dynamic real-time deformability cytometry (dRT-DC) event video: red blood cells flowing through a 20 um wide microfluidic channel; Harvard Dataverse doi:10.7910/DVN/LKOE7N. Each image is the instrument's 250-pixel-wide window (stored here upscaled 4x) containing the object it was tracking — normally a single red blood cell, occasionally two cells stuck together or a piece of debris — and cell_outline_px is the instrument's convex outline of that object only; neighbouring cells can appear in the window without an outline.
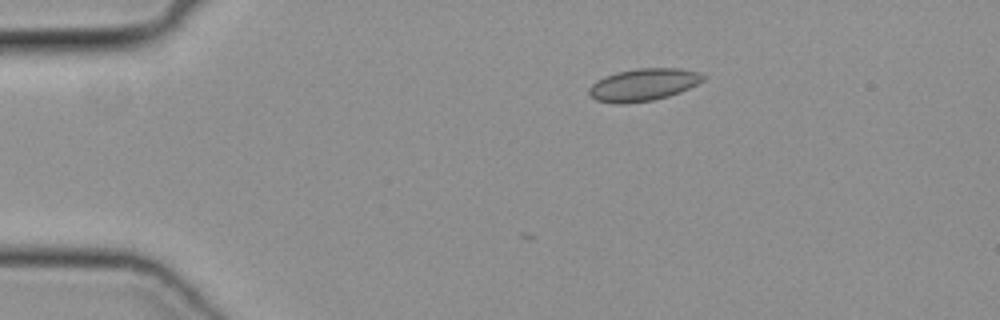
{"species": "common noctule bat (a hibernating species)", "species_latin": "Nyctalus noctula", "temperature_condition": "cold", "stored_images_in_passage": 28, "camera_frame_rate_fps": 3000, "um_per_image_px": 0.085, "animal": {"sex": "female", "body_mass_g": 19.3, "forearm_length_mm": 54.1}, "frame": {"image": 1, "passage_image": 1, "time_ms": 0.0, "image_size_px": [1000, 320], "cell_outline_px": [[708, 76], [704, 80], [680, 92], [668, 96], [652, 100], [628, 104], [616, 104], [596, 100], [588, 92], [588, 88], [596, 80], [604, 76], [616, 72], [636, 68], [680, 68], [700, 72]], "centroid_in_image_um": [54.68, 7.19], "position_along_channel_um": 30.3, "area_um2": 21.73}}
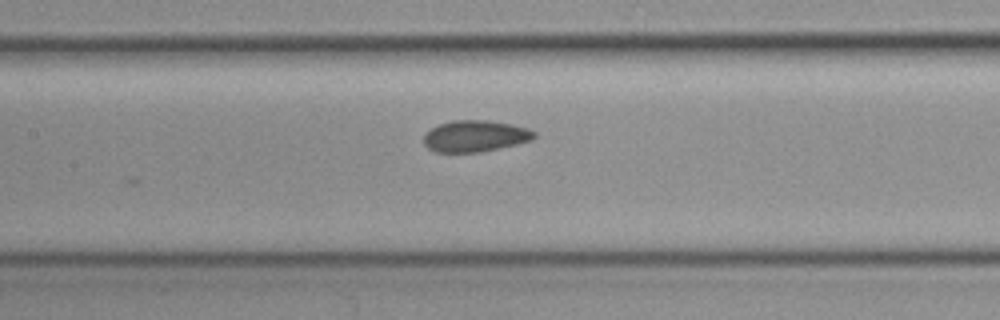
{"frame": {"image": 2, "passage_image": 15, "time_ms": 4.667, "image_size_px": [1000, 320], "cell_outline_px": [[536, 136], [532, 140], [516, 144], [480, 152], [436, 152], [428, 148], [424, 144], [424, 136], [432, 128], [440, 124], [452, 120], [484, 120], [512, 124], [528, 128], [536, 132]], "centroid_in_image_um": [40.41, 11.56], "position_along_channel_um": 167.0, "area_um2": 20.11}}
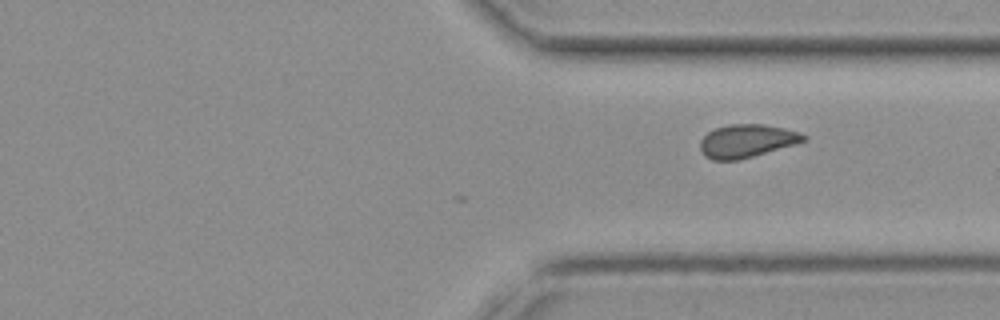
{"frame": {"image": 3, "passage_image": 28, "time_ms": 9.0, "image_size_px": [1000, 320], "cell_outline_px": [[808, 140], [796, 144], [740, 160], [712, 160], [704, 156], [700, 152], [700, 140], [708, 132], [716, 128], [728, 124], [764, 124], [784, 128], [800, 132], [808, 136]], "centroid_in_image_um": [63.49, 11.98], "position_along_channel_um": 347.9, "area_um2": 20.23}}